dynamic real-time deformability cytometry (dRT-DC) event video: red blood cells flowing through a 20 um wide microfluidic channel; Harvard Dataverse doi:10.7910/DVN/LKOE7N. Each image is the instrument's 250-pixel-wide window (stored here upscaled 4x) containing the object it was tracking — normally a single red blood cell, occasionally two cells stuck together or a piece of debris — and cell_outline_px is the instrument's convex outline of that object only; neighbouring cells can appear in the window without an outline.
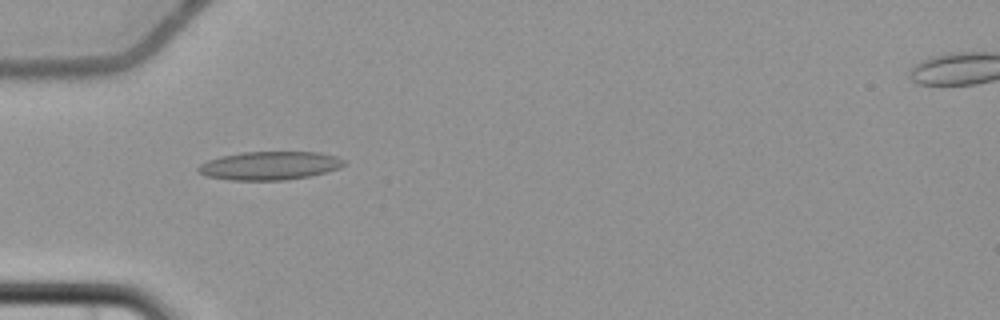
{"species": "common noctule bat (a hibernating species)", "species_latin": "Nyctalus noctula", "temperature_condition": "cold", "stored_images_in_passage": 7, "camera_frame_rate_fps": 3000, "um_per_image_px": 0.085, "animal": {"sex": "female", "body_mass_g": 22.7, "forearm_length_mm": 54.2}, "frame": {"image": 1, "passage_image": 2, "time_ms": 1.333, "image_size_px": [1000, 320], "cell_outline_px": [[348, 164], [340, 168], [308, 176], [284, 180], [232, 180], [204, 176], [196, 168], [200, 164], [208, 160], [220, 156], [240, 152], [320, 152], [336, 156], [344, 160]], "centroid_in_image_um": [22.92, 14.07], "position_along_channel_um": 62.1, "area_um2": 24.22}}
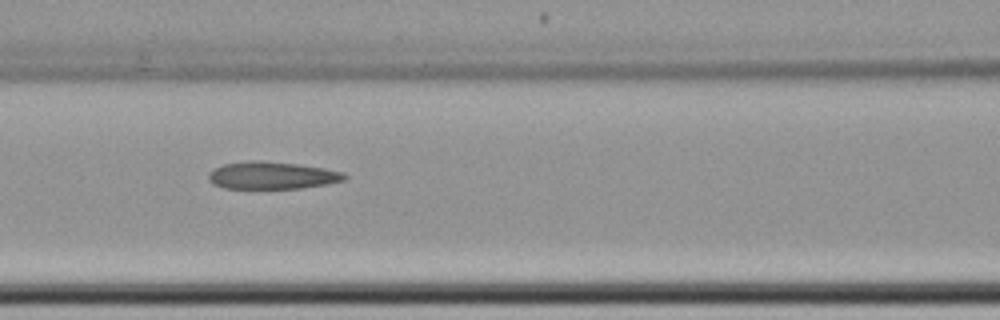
{"frame": {"image": 2, "passage_image": 4, "time_ms": 3.667, "image_size_px": [1000, 320], "cell_outline_px": [[348, 176], [344, 180], [328, 184], [300, 188], [224, 188], [212, 184], [208, 180], [208, 172], [224, 164], [252, 160], [260, 160], [296, 164], [324, 168], [344, 172]], "centroid_in_image_um": [23.12, 14.91], "position_along_channel_um": 143.5, "area_um2": 21.68}}
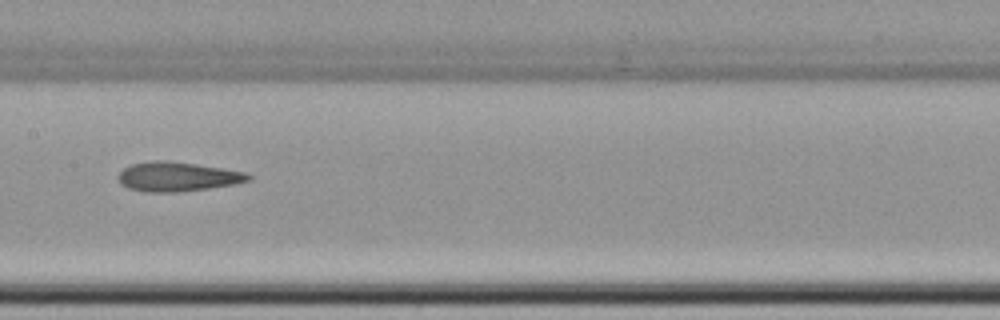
{"frame": {"image": 3, "passage_image": 5, "time_ms": 5.0, "image_size_px": [1000, 320], "cell_outline_px": [[252, 180], [236, 184], [180, 192], [144, 192], [128, 188], [120, 184], [116, 176], [124, 168], [132, 164], [152, 160], [164, 160], [196, 164], [244, 172], [252, 176]], "centroid_in_image_um": [15.05, 15.02], "position_along_channel_um": 192.3, "area_um2": 22.37}}